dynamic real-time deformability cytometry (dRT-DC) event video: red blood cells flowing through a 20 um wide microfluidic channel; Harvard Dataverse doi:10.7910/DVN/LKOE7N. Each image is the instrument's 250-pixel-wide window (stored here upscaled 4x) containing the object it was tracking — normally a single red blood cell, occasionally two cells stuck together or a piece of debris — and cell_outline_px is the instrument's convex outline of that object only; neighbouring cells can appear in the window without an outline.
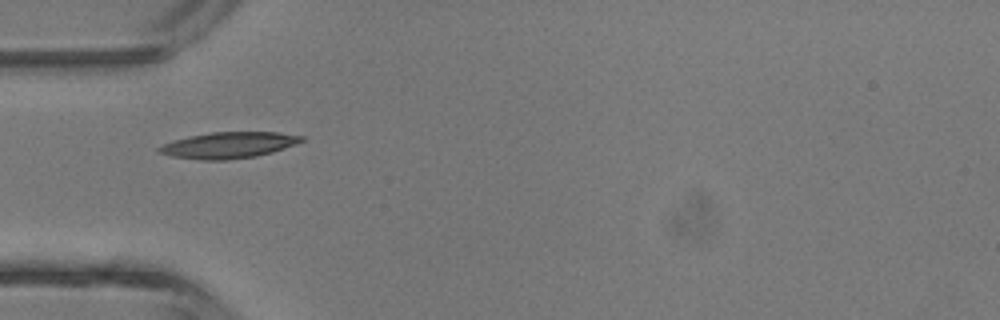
{"species": "common noctule bat (a hibernating species)", "species_latin": "Nyctalus noctula", "temperature_condition": "room temperature", "stored_images_in_passage": 2, "camera_frame_rate_fps": 3000, "um_per_image_px": 0.085, "animal": {"sex": "male", "body_mass_g": 13.3}, "frame": {"image": 1, "passage_image": 1, "time_ms": 0.0, "image_size_px": [1000, 320], "cell_outline_px": [[304, 140], [296, 144], [272, 152], [256, 156], [228, 160], [204, 160], [172, 156], [156, 152], [156, 148], [164, 144], [188, 136], [212, 132], [280, 132], [304, 136]], "centroid_in_image_um": [19.44, 12.33], "position_along_channel_um": 65.6, "area_um2": 21.68}}
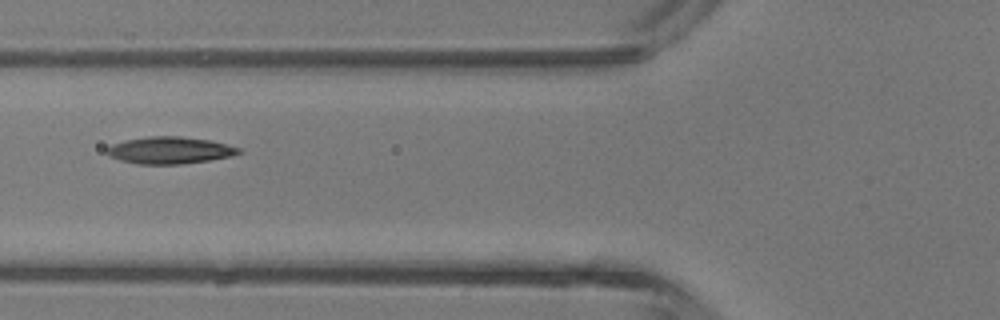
{"frame": {"image": 2, "passage_image": 2, "time_ms": 1.0, "image_size_px": [1000, 320], "cell_outline_px": [[240, 152], [232, 156], [208, 160], [180, 164], [140, 164], [120, 160], [108, 156], [104, 152], [104, 148], [112, 144], [124, 140], [148, 136], [180, 136], [208, 140], [240, 148]], "centroid_in_image_um": [14.34, 12.77], "position_along_channel_um": 111.5, "area_um2": 20.69}}